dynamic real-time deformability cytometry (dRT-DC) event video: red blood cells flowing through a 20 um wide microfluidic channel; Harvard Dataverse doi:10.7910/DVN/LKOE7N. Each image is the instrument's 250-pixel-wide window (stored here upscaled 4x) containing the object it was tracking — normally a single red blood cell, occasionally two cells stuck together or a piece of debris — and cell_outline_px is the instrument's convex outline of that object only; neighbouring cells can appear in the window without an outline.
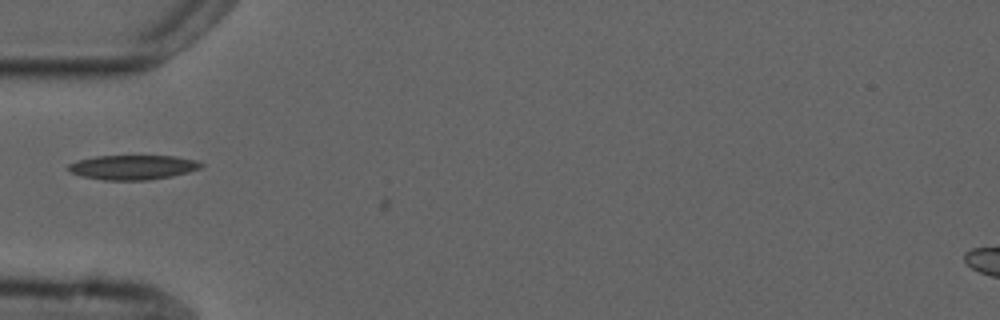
{"species": "common noctule bat (a hibernating species)", "species_latin": "Nyctalus noctula", "temperature_condition": "cold", "stored_images_in_passage": 5, "camera_frame_rate_fps": 3000, "um_per_image_px": 0.085, "animal": {"sex": "male", "forearm_length_mm": 52.5}, "frame": {"image": 1, "passage_image": 5, "time_ms": 5.0, "image_size_px": [1000, 320], "cell_outline_px": [[204, 164], [200, 168], [188, 172], [172, 176], [148, 180], [104, 180], [84, 176], [72, 172], [68, 168], [68, 164], [76, 160], [96, 156], [176, 156], [200, 160]], "centroid_in_image_um": [11.34, 14.21], "position_along_channel_um": 73.7, "area_um2": 19.02}}